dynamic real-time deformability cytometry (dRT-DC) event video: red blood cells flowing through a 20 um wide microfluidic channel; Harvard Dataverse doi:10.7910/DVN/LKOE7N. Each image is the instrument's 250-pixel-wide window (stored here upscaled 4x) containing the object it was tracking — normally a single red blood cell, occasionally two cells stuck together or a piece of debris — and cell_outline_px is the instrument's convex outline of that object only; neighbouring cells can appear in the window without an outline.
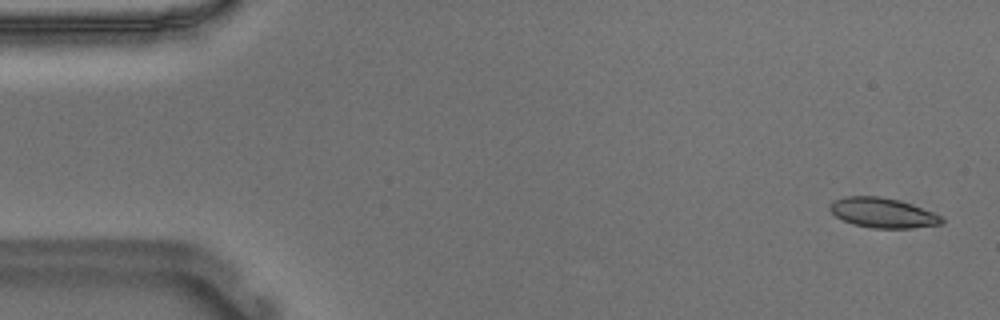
{"species": "Egyptian fruit bat (a non-hibernating species)", "species_latin": "Rousettus aegyptiacus", "temperature_condition": "warm", "stored_images_in_passage": 54, "camera_frame_rate_fps": 3000, "um_per_image_px": 0.085, "animal": {"sex": "male"}, "frame": {"image": 1, "passage_image": 2, "time_ms": 0.333, "image_size_px": [1000, 320], "cell_outline_px": [[944, 224], [912, 228], [872, 228], [852, 224], [836, 216], [828, 208], [828, 204], [832, 200], [844, 196], [880, 196], [900, 200], [912, 204], [932, 212], [940, 216], [944, 220]], "centroid_in_image_um": [75.01, 18.08], "position_along_channel_um": 10.0, "area_um2": 19.65}}
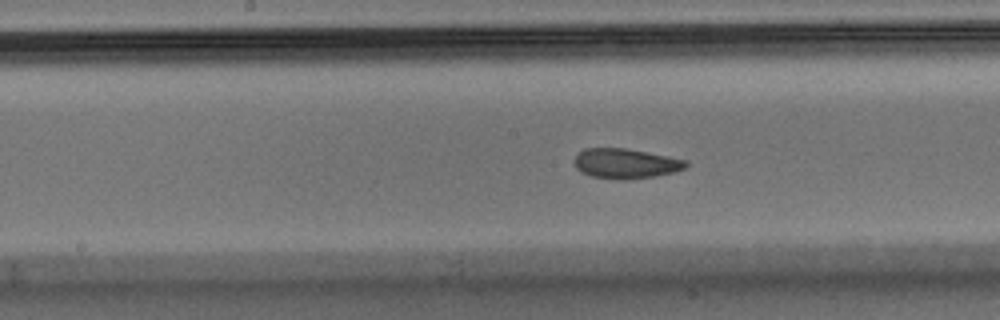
{"frame": {"image": 2, "passage_image": 27, "time_ms": 8.667, "image_size_px": [1000, 320], "cell_outline_px": [[688, 164], [684, 168], [672, 172], [652, 176], [628, 180], [624, 180], [592, 176], [576, 168], [576, 156], [584, 148], [624, 148], [668, 156], [688, 160]], "centroid_in_image_um": [53.2, 13.89], "position_along_channel_um": 195.0, "area_um2": 19.07}}
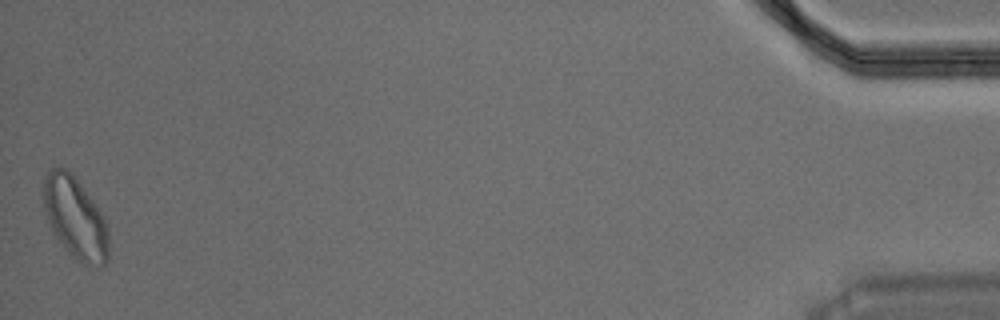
{"frame": {"image": 3, "passage_image": 54, "time_ms": 17.667, "image_size_px": [1000, 320], "cell_outline_px": [[108, 260], [104, 264], [100, 264], [80, 260], [68, 252], [52, 232], [48, 224], [40, 196], [44, 180], [48, 172], [52, 168], [68, 168], [72, 172], [96, 204], [104, 216], [108, 224]], "centroid_in_image_um": [6.35, 18.43], "position_along_channel_um": 428.8, "area_um2": 31.1}, "authors_computed_cell_mechanics": {"area_um2": 19.652, "velocity_mm_per_s": 3.6696, "shape_relaxation_time_tau1_ms": 3.2613, "shape_relaxation_time_tau2_ms": 2.1435, "deformation_change_tau1": 0.1215, "deformation_change_tau2": 0.0885}}